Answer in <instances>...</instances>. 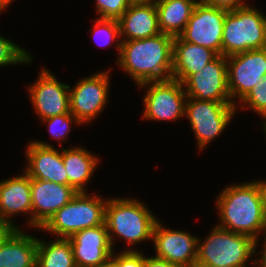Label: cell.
<instances>
[{
  "label": "cell",
  "mask_w": 266,
  "mask_h": 267,
  "mask_svg": "<svg viewBox=\"0 0 266 267\" xmlns=\"http://www.w3.org/2000/svg\"><path fill=\"white\" fill-rule=\"evenodd\" d=\"M120 36L126 41L144 39L161 33L156 5L131 4L118 19Z\"/></svg>",
  "instance_id": "obj_19"
},
{
  "label": "cell",
  "mask_w": 266,
  "mask_h": 267,
  "mask_svg": "<svg viewBox=\"0 0 266 267\" xmlns=\"http://www.w3.org/2000/svg\"><path fill=\"white\" fill-rule=\"evenodd\" d=\"M173 39L171 35L159 33L120 42L119 63L138 85L172 79Z\"/></svg>",
  "instance_id": "obj_1"
},
{
  "label": "cell",
  "mask_w": 266,
  "mask_h": 267,
  "mask_svg": "<svg viewBox=\"0 0 266 267\" xmlns=\"http://www.w3.org/2000/svg\"><path fill=\"white\" fill-rule=\"evenodd\" d=\"M78 192L69 185L31 179L32 226L42 227L59 209L71 201Z\"/></svg>",
  "instance_id": "obj_13"
},
{
  "label": "cell",
  "mask_w": 266,
  "mask_h": 267,
  "mask_svg": "<svg viewBox=\"0 0 266 267\" xmlns=\"http://www.w3.org/2000/svg\"><path fill=\"white\" fill-rule=\"evenodd\" d=\"M151 84L145 96L144 117L148 119H177L185 114L184 97L187 95L180 81L169 79L140 84Z\"/></svg>",
  "instance_id": "obj_11"
},
{
  "label": "cell",
  "mask_w": 266,
  "mask_h": 267,
  "mask_svg": "<svg viewBox=\"0 0 266 267\" xmlns=\"http://www.w3.org/2000/svg\"><path fill=\"white\" fill-rule=\"evenodd\" d=\"M217 204L222 218L221 228L256 240L257 233L266 226V213L256 182L224 189Z\"/></svg>",
  "instance_id": "obj_2"
},
{
  "label": "cell",
  "mask_w": 266,
  "mask_h": 267,
  "mask_svg": "<svg viewBox=\"0 0 266 267\" xmlns=\"http://www.w3.org/2000/svg\"><path fill=\"white\" fill-rule=\"evenodd\" d=\"M265 230H266V226H265V228H264ZM266 240V239H265ZM266 242V241H265ZM265 249H264V251H263V257H262V259H261V265H260V267H266V243H265Z\"/></svg>",
  "instance_id": "obj_37"
},
{
  "label": "cell",
  "mask_w": 266,
  "mask_h": 267,
  "mask_svg": "<svg viewBox=\"0 0 266 267\" xmlns=\"http://www.w3.org/2000/svg\"><path fill=\"white\" fill-rule=\"evenodd\" d=\"M107 201L78 192L41 227L68 239L76 232L105 224Z\"/></svg>",
  "instance_id": "obj_6"
},
{
  "label": "cell",
  "mask_w": 266,
  "mask_h": 267,
  "mask_svg": "<svg viewBox=\"0 0 266 267\" xmlns=\"http://www.w3.org/2000/svg\"><path fill=\"white\" fill-rule=\"evenodd\" d=\"M227 64L226 57L218 55L205 68L191 75L183 83L187 86L186 98L200 101L232 102L228 89Z\"/></svg>",
  "instance_id": "obj_9"
},
{
  "label": "cell",
  "mask_w": 266,
  "mask_h": 267,
  "mask_svg": "<svg viewBox=\"0 0 266 267\" xmlns=\"http://www.w3.org/2000/svg\"><path fill=\"white\" fill-rule=\"evenodd\" d=\"M30 61V55L25 50L0 36V66Z\"/></svg>",
  "instance_id": "obj_25"
},
{
  "label": "cell",
  "mask_w": 266,
  "mask_h": 267,
  "mask_svg": "<svg viewBox=\"0 0 266 267\" xmlns=\"http://www.w3.org/2000/svg\"><path fill=\"white\" fill-rule=\"evenodd\" d=\"M226 59H230L227 64L230 96L235 98L238 94L242 100L266 76V48L241 52Z\"/></svg>",
  "instance_id": "obj_10"
},
{
  "label": "cell",
  "mask_w": 266,
  "mask_h": 267,
  "mask_svg": "<svg viewBox=\"0 0 266 267\" xmlns=\"http://www.w3.org/2000/svg\"><path fill=\"white\" fill-rule=\"evenodd\" d=\"M62 158L68 177V185L77 192H85L83 186L92 175L97 159L82 148L63 150Z\"/></svg>",
  "instance_id": "obj_23"
},
{
  "label": "cell",
  "mask_w": 266,
  "mask_h": 267,
  "mask_svg": "<svg viewBox=\"0 0 266 267\" xmlns=\"http://www.w3.org/2000/svg\"><path fill=\"white\" fill-rule=\"evenodd\" d=\"M217 56L211 49L184 41L180 36L174 37L172 79L183 84Z\"/></svg>",
  "instance_id": "obj_18"
},
{
  "label": "cell",
  "mask_w": 266,
  "mask_h": 267,
  "mask_svg": "<svg viewBox=\"0 0 266 267\" xmlns=\"http://www.w3.org/2000/svg\"><path fill=\"white\" fill-rule=\"evenodd\" d=\"M37 239L15 229L0 244V267H36Z\"/></svg>",
  "instance_id": "obj_20"
},
{
  "label": "cell",
  "mask_w": 266,
  "mask_h": 267,
  "mask_svg": "<svg viewBox=\"0 0 266 267\" xmlns=\"http://www.w3.org/2000/svg\"><path fill=\"white\" fill-rule=\"evenodd\" d=\"M228 10L206 5L200 0L179 35L184 41L213 50L222 55V34Z\"/></svg>",
  "instance_id": "obj_8"
},
{
  "label": "cell",
  "mask_w": 266,
  "mask_h": 267,
  "mask_svg": "<svg viewBox=\"0 0 266 267\" xmlns=\"http://www.w3.org/2000/svg\"><path fill=\"white\" fill-rule=\"evenodd\" d=\"M36 267H77L69 239L60 238L48 245L37 240Z\"/></svg>",
  "instance_id": "obj_24"
},
{
  "label": "cell",
  "mask_w": 266,
  "mask_h": 267,
  "mask_svg": "<svg viewBox=\"0 0 266 267\" xmlns=\"http://www.w3.org/2000/svg\"><path fill=\"white\" fill-rule=\"evenodd\" d=\"M112 257L113 256H111L107 261H105L104 263H101L100 265L96 267H116L115 260Z\"/></svg>",
  "instance_id": "obj_36"
},
{
  "label": "cell",
  "mask_w": 266,
  "mask_h": 267,
  "mask_svg": "<svg viewBox=\"0 0 266 267\" xmlns=\"http://www.w3.org/2000/svg\"><path fill=\"white\" fill-rule=\"evenodd\" d=\"M185 105V114L202 149L209 141L219 135L235 112L233 102L200 101L189 98Z\"/></svg>",
  "instance_id": "obj_7"
},
{
  "label": "cell",
  "mask_w": 266,
  "mask_h": 267,
  "mask_svg": "<svg viewBox=\"0 0 266 267\" xmlns=\"http://www.w3.org/2000/svg\"><path fill=\"white\" fill-rule=\"evenodd\" d=\"M29 167L26 174L31 179L46 180L68 185L62 153L43 142H32L27 150Z\"/></svg>",
  "instance_id": "obj_17"
},
{
  "label": "cell",
  "mask_w": 266,
  "mask_h": 267,
  "mask_svg": "<svg viewBox=\"0 0 266 267\" xmlns=\"http://www.w3.org/2000/svg\"><path fill=\"white\" fill-rule=\"evenodd\" d=\"M145 267H179L159 257L145 258Z\"/></svg>",
  "instance_id": "obj_32"
},
{
  "label": "cell",
  "mask_w": 266,
  "mask_h": 267,
  "mask_svg": "<svg viewBox=\"0 0 266 267\" xmlns=\"http://www.w3.org/2000/svg\"><path fill=\"white\" fill-rule=\"evenodd\" d=\"M12 0H0V7L2 8V10L5 8V6L8 5V3L10 4Z\"/></svg>",
  "instance_id": "obj_38"
},
{
  "label": "cell",
  "mask_w": 266,
  "mask_h": 267,
  "mask_svg": "<svg viewBox=\"0 0 266 267\" xmlns=\"http://www.w3.org/2000/svg\"><path fill=\"white\" fill-rule=\"evenodd\" d=\"M202 3L213 6L216 8L225 9L228 11L235 10L237 8L245 7L241 0H200Z\"/></svg>",
  "instance_id": "obj_31"
},
{
  "label": "cell",
  "mask_w": 266,
  "mask_h": 267,
  "mask_svg": "<svg viewBox=\"0 0 266 267\" xmlns=\"http://www.w3.org/2000/svg\"><path fill=\"white\" fill-rule=\"evenodd\" d=\"M131 4H145V5H157L158 0L153 2L152 0H130Z\"/></svg>",
  "instance_id": "obj_35"
},
{
  "label": "cell",
  "mask_w": 266,
  "mask_h": 267,
  "mask_svg": "<svg viewBox=\"0 0 266 267\" xmlns=\"http://www.w3.org/2000/svg\"><path fill=\"white\" fill-rule=\"evenodd\" d=\"M94 34L100 35L103 34V36L106 38L104 40V44L107 45L109 44L110 40L116 39V36H120V27H119V22L118 20L115 19H98L95 25V29L93 30ZM100 33V34H99ZM94 35V36H95ZM102 40V41H103ZM102 45V43H101Z\"/></svg>",
  "instance_id": "obj_29"
},
{
  "label": "cell",
  "mask_w": 266,
  "mask_h": 267,
  "mask_svg": "<svg viewBox=\"0 0 266 267\" xmlns=\"http://www.w3.org/2000/svg\"><path fill=\"white\" fill-rule=\"evenodd\" d=\"M108 72L99 73L81 80L69 90L70 112L81 123L89 122L104 107L108 100Z\"/></svg>",
  "instance_id": "obj_12"
},
{
  "label": "cell",
  "mask_w": 266,
  "mask_h": 267,
  "mask_svg": "<svg viewBox=\"0 0 266 267\" xmlns=\"http://www.w3.org/2000/svg\"><path fill=\"white\" fill-rule=\"evenodd\" d=\"M197 3L194 0H158L156 9L161 33L173 37L179 36L184 31Z\"/></svg>",
  "instance_id": "obj_22"
},
{
  "label": "cell",
  "mask_w": 266,
  "mask_h": 267,
  "mask_svg": "<svg viewBox=\"0 0 266 267\" xmlns=\"http://www.w3.org/2000/svg\"><path fill=\"white\" fill-rule=\"evenodd\" d=\"M29 89L32 103L42 120L56 115L71 113L69 103L70 87L59 83L45 69L42 70L39 80Z\"/></svg>",
  "instance_id": "obj_16"
},
{
  "label": "cell",
  "mask_w": 266,
  "mask_h": 267,
  "mask_svg": "<svg viewBox=\"0 0 266 267\" xmlns=\"http://www.w3.org/2000/svg\"><path fill=\"white\" fill-rule=\"evenodd\" d=\"M11 222L5 221L0 218V244L15 230Z\"/></svg>",
  "instance_id": "obj_33"
},
{
  "label": "cell",
  "mask_w": 266,
  "mask_h": 267,
  "mask_svg": "<svg viewBox=\"0 0 266 267\" xmlns=\"http://www.w3.org/2000/svg\"><path fill=\"white\" fill-rule=\"evenodd\" d=\"M68 239L77 267H96L113 255L105 224L78 231Z\"/></svg>",
  "instance_id": "obj_15"
},
{
  "label": "cell",
  "mask_w": 266,
  "mask_h": 267,
  "mask_svg": "<svg viewBox=\"0 0 266 267\" xmlns=\"http://www.w3.org/2000/svg\"><path fill=\"white\" fill-rule=\"evenodd\" d=\"M147 209L136 200L111 199L107 201L105 225L111 245H113L112 239H114L112 232L125 238L130 245L152 239L158 220Z\"/></svg>",
  "instance_id": "obj_5"
},
{
  "label": "cell",
  "mask_w": 266,
  "mask_h": 267,
  "mask_svg": "<svg viewBox=\"0 0 266 267\" xmlns=\"http://www.w3.org/2000/svg\"><path fill=\"white\" fill-rule=\"evenodd\" d=\"M31 210V178L26 173L0 183L1 219L10 222L9 215Z\"/></svg>",
  "instance_id": "obj_21"
},
{
  "label": "cell",
  "mask_w": 266,
  "mask_h": 267,
  "mask_svg": "<svg viewBox=\"0 0 266 267\" xmlns=\"http://www.w3.org/2000/svg\"><path fill=\"white\" fill-rule=\"evenodd\" d=\"M195 267H209V266H195ZM221 267H230V266H221Z\"/></svg>",
  "instance_id": "obj_39"
},
{
  "label": "cell",
  "mask_w": 266,
  "mask_h": 267,
  "mask_svg": "<svg viewBox=\"0 0 266 267\" xmlns=\"http://www.w3.org/2000/svg\"><path fill=\"white\" fill-rule=\"evenodd\" d=\"M116 267H145V257L137 251L122 252L119 256L113 257Z\"/></svg>",
  "instance_id": "obj_30"
},
{
  "label": "cell",
  "mask_w": 266,
  "mask_h": 267,
  "mask_svg": "<svg viewBox=\"0 0 266 267\" xmlns=\"http://www.w3.org/2000/svg\"><path fill=\"white\" fill-rule=\"evenodd\" d=\"M266 48V17L249 6L228 11L222 34L225 57Z\"/></svg>",
  "instance_id": "obj_3"
},
{
  "label": "cell",
  "mask_w": 266,
  "mask_h": 267,
  "mask_svg": "<svg viewBox=\"0 0 266 267\" xmlns=\"http://www.w3.org/2000/svg\"><path fill=\"white\" fill-rule=\"evenodd\" d=\"M241 101L266 118V76Z\"/></svg>",
  "instance_id": "obj_27"
},
{
  "label": "cell",
  "mask_w": 266,
  "mask_h": 267,
  "mask_svg": "<svg viewBox=\"0 0 266 267\" xmlns=\"http://www.w3.org/2000/svg\"><path fill=\"white\" fill-rule=\"evenodd\" d=\"M74 119L77 123H80L76 117L71 114V113H66V114H61V115H56V116H52L45 120L46 122H48L49 126H50V132L51 134L59 139V138H63L64 135L70 131V127H69V123H71V120ZM59 126L61 130H57L56 127ZM55 127V128H54Z\"/></svg>",
  "instance_id": "obj_28"
},
{
  "label": "cell",
  "mask_w": 266,
  "mask_h": 267,
  "mask_svg": "<svg viewBox=\"0 0 266 267\" xmlns=\"http://www.w3.org/2000/svg\"><path fill=\"white\" fill-rule=\"evenodd\" d=\"M197 248L195 266L245 267L254 253L256 242L250 236L215 227L208 239Z\"/></svg>",
  "instance_id": "obj_4"
},
{
  "label": "cell",
  "mask_w": 266,
  "mask_h": 267,
  "mask_svg": "<svg viewBox=\"0 0 266 267\" xmlns=\"http://www.w3.org/2000/svg\"><path fill=\"white\" fill-rule=\"evenodd\" d=\"M260 195L264 212L266 213V182H256Z\"/></svg>",
  "instance_id": "obj_34"
},
{
  "label": "cell",
  "mask_w": 266,
  "mask_h": 267,
  "mask_svg": "<svg viewBox=\"0 0 266 267\" xmlns=\"http://www.w3.org/2000/svg\"><path fill=\"white\" fill-rule=\"evenodd\" d=\"M159 258L179 267H195L199 239L182 231L166 230L158 221L152 236Z\"/></svg>",
  "instance_id": "obj_14"
},
{
  "label": "cell",
  "mask_w": 266,
  "mask_h": 267,
  "mask_svg": "<svg viewBox=\"0 0 266 267\" xmlns=\"http://www.w3.org/2000/svg\"><path fill=\"white\" fill-rule=\"evenodd\" d=\"M101 19L118 20L130 7V0H96Z\"/></svg>",
  "instance_id": "obj_26"
}]
</instances>
